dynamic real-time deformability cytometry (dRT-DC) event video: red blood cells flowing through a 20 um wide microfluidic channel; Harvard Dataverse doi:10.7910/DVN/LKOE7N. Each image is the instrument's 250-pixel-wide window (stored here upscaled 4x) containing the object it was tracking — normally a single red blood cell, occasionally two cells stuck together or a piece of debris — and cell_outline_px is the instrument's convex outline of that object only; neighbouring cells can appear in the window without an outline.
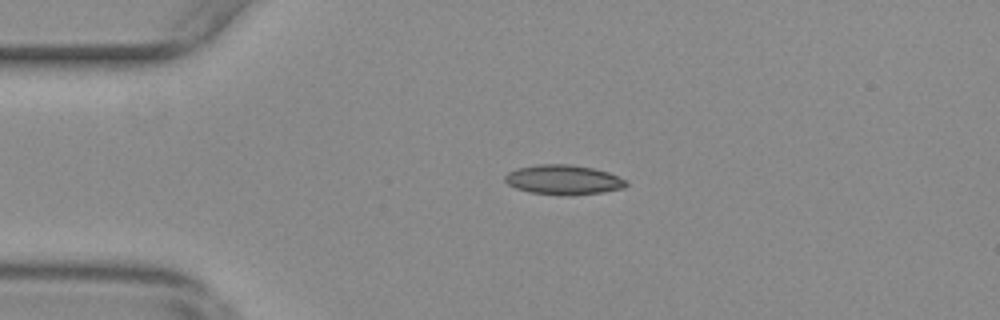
{"species": "common noctule bat (a hibernating species)", "species_latin": "Nyctalus noctula", "temperature_condition": "warm", "stored_images_in_passage": 57, "camera_frame_rate_fps": 3000, "um_per_image_px": 0.085, "animal": {"sex": "female", "body_mass_g": 29.2, "forearm_length_mm": 56.3}, "frame": {"image": 1, "passage_image": 13, "time_ms": 4.0, "image_size_px": [1000, 320], "cell_outline_px": [[628, 184], [624, 188], [604, 192], [572, 196], [528, 192], [516, 188], [508, 184], [504, 180], [504, 176], [508, 172], [516, 168], [540, 164], [572, 164], [592, 168], [608, 172], [628, 180]], "centroid_in_image_um": [47.91, 15.28], "position_along_channel_um": 37.1, "area_um2": 21.21}}
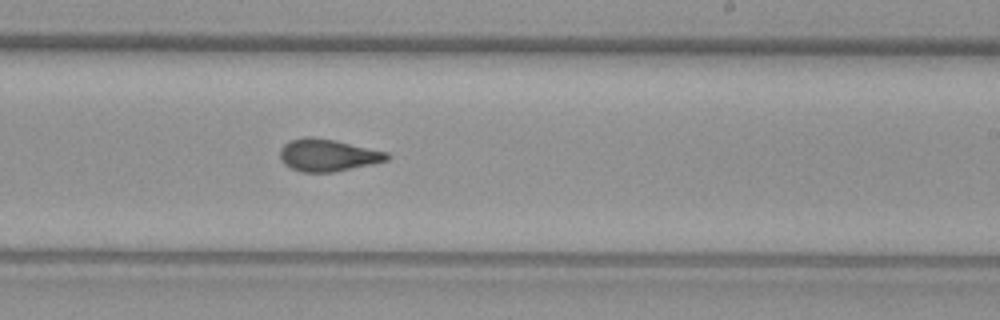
{"frame": {"image": 2, "passage_image": 34, "time_ms": 11.0, "image_size_px": [1000, 320], "cell_outline_px": [[392, 156], [388, 160], [372, 164], [336, 172], [300, 172], [284, 164], [280, 160], [280, 148], [288, 140], [304, 136], [312, 136], [336, 140], [388, 152]], "centroid_in_image_um": [27.86, 13.18], "position_along_channel_um": 261.1, "area_um2": 20.46}}
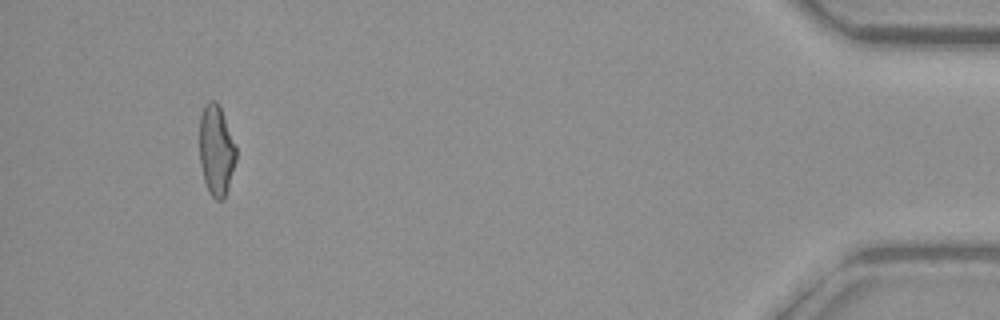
{"frame": {"image": 3, "passage_image": 53, "time_ms": 17.333, "image_size_px": [1000, 320], "cell_outline_px": [[236, 160], [228, 188], [224, 200], [216, 200], [208, 192], [204, 180], [200, 164], [200, 116], [204, 104], [208, 100], [216, 100], [220, 108], [236, 148]], "centroid_in_image_um": [18.37, 12.8], "position_along_channel_um": 416.8, "area_um2": 19.19}, "authors_computed_cell_mechanics": {"area_um2": 19.8832, "velocity_mm_per_s": 3.6786, "shape_relaxation_time_tau1_ms": null, "shape_relaxation_time_tau2_ms": 1.5953, "deformation_change_tau1": null, "deformation_change_tau2": 0.068}}